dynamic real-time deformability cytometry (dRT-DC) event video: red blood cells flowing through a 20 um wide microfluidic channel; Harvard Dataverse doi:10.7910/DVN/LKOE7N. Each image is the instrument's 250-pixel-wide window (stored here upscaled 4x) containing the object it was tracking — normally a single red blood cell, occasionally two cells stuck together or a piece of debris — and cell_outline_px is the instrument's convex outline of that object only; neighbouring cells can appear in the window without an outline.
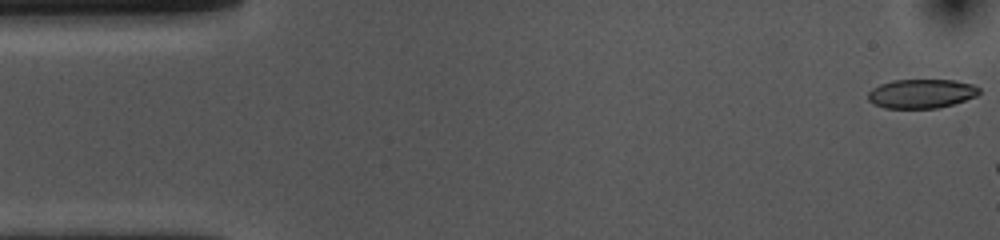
{"species": "common noctule bat (a hibernating species)", "species_latin": "Nyctalus noctula", "temperature_condition": "cold", "stored_images_in_passage": 6, "camera_frame_rate_fps": 3000, "um_per_image_px": 0.085, "animal": {"sex": "female", "body_mass_g": 10.0, "forearm_length_mm": 53.1}, "frame": {"image": 1, "passage_image": 1, "time_ms": 0.0, "image_size_px": [1000, 240], "cell_outline_px": [[980, 92], [976, 96], [952, 104], [936, 108], [884, 108], [872, 104], [868, 100], [868, 92], [872, 88], [880, 84], [892, 80], [956, 80], [972, 84], [980, 88]], "centroid_in_image_um": [78.29, 7.95], "position_along_channel_um": 6.7, "area_um2": 18.9}}